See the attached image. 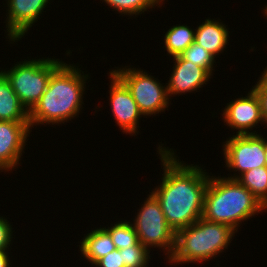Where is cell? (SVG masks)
<instances>
[{"label": "cell", "instance_id": "obj_19", "mask_svg": "<svg viewBox=\"0 0 267 267\" xmlns=\"http://www.w3.org/2000/svg\"><path fill=\"white\" fill-rule=\"evenodd\" d=\"M112 238L116 249H126L127 247H144L138 239L136 230L130 221H118L110 227L105 228Z\"/></svg>", "mask_w": 267, "mask_h": 267}, {"label": "cell", "instance_id": "obj_7", "mask_svg": "<svg viewBox=\"0 0 267 267\" xmlns=\"http://www.w3.org/2000/svg\"><path fill=\"white\" fill-rule=\"evenodd\" d=\"M117 68L111 70L130 90L139 111L146 117L164 112L171 99L167 86L149 73L136 68Z\"/></svg>", "mask_w": 267, "mask_h": 267}, {"label": "cell", "instance_id": "obj_20", "mask_svg": "<svg viewBox=\"0 0 267 267\" xmlns=\"http://www.w3.org/2000/svg\"><path fill=\"white\" fill-rule=\"evenodd\" d=\"M103 1L105 4L112 7L114 11H118L121 15H129L131 17L133 15L138 16L158 5V7H160L164 0H102V2Z\"/></svg>", "mask_w": 267, "mask_h": 267}, {"label": "cell", "instance_id": "obj_26", "mask_svg": "<svg viewBox=\"0 0 267 267\" xmlns=\"http://www.w3.org/2000/svg\"><path fill=\"white\" fill-rule=\"evenodd\" d=\"M8 253V250H0V267H12Z\"/></svg>", "mask_w": 267, "mask_h": 267}, {"label": "cell", "instance_id": "obj_9", "mask_svg": "<svg viewBox=\"0 0 267 267\" xmlns=\"http://www.w3.org/2000/svg\"><path fill=\"white\" fill-rule=\"evenodd\" d=\"M222 111L224 123H226L228 127H231V129L238 130L236 135L257 134L258 132L252 130L258 126L259 123L261 125L265 123L260 100L252 88L247 96L245 95V97L242 96L230 101Z\"/></svg>", "mask_w": 267, "mask_h": 267}, {"label": "cell", "instance_id": "obj_16", "mask_svg": "<svg viewBox=\"0 0 267 267\" xmlns=\"http://www.w3.org/2000/svg\"><path fill=\"white\" fill-rule=\"evenodd\" d=\"M79 251L93 266L100 258L116 249L109 232L105 227L92 230L80 242Z\"/></svg>", "mask_w": 267, "mask_h": 267}, {"label": "cell", "instance_id": "obj_18", "mask_svg": "<svg viewBox=\"0 0 267 267\" xmlns=\"http://www.w3.org/2000/svg\"><path fill=\"white\" fill-rule=\"evenodd\" d=\"M236 180L267 208V168L265 166L248 170Z\"/></svg>", "mask_w": 267, "mask_h": 267}, {"label": "cell", "instance_id": "obj_1", "mask_svg": "<svg viewBox=\"0 0 267 267\" xmlns=\"http://www.w3.org/2000/svg\"><path fill=\"white\" fill-rule=\"evenodd\" d=\"M157 149L164 173L160 185L150 193L159 201L167 223L176 233L202 217L210 175L199 165L179 162L173 149L162 143Z\"/></svg>", "mask_w": 267, "mask_h": 267}, {"label": "cell", "instance_id": "obj_22", "mask_svg": "<svg viewBox=\"0 0 267 267\" xmlns=\"http://www.w3.org/2000/svg\"><path fill=\"white\" fill-rule=\"evenodd\" d=\"M120 253L124 267H148L150 251L146 247H127Z\"/></svg>", "mask_w": 267, "mask_h": 267}, {"label": "cell", "instance_id": "obj_5", "mask_svg": "<svg viewBox=\"0 0 267 267\" xmlns=\"http://www.w3.org/2000/svg\"><path fill=\"white\" fill-rule=\"evenodd\" d=\"M63 63L59 59L39 58L19 61L10 70H1L21 104L30 112L47 88L51 74Z\"/></svg>", "mask_w": 267, "mask_h": 267}, {"label": "cell", "instance_id": "obj_2", "mask_svg": "<svg viewBox=\"0 0 267 267\" xmlns=\"http://www.w3.org/2000/svg\"><path fill=\"white\" fill-rule=\"evenodd\" d=\"M82 72V73H81ZM89 74L76 65L63 62L52 74L40 100L29 112V124L58 125L68 122L81 112Z\"/></svg>", "mask_w": 267, "mask_h": 267}, {"label": "cell", "instance_id": "obj_15", "mask_svg": "<svg viewBox=\"0 0 267 267\" xmlns=\"http://www.w3.org/2000/svg\"><path fill=\"white\" fill-rule=\"evenodd\" d=\"M0 120L29 122V112L21 104L9 80L0 71Z\"/></svg>", "mask_w": 267, "mask_h": 267}, {"label": "cell", "instance_id": "obj_6", "mask_svg": "<svg viewBox=\"0 0 267 267\" xmlns=\"http://www.w3.org/2000/svg\"><path fill=\"white\" fill-rule=\"evenodd\" d=\"M138 211L132 224L139 242L149 251L153 247L164 249L169 259L175 249L176 233L167 223L159 201L151 193Z\"/></svg>", "mask_w": 267, "mask_h": 267}, {"label": "cell", "instance_id": "obj_14", "mask_svg": "<svg viewBox=\"0 0 267 267\" xmlns=\"http://www.w3.org/2000/svg\"><path fill=\"white\" fill-rule=\"evenodd\" d=\"M227 26L220 21L205 19V21L195 29V42L209 51L215 57L222 53L229 43V31Z\"/></svg>", "mask_w": 267, "mask_h": 267}, {"label": "cell", "instance_id": "obj_28", "mask_svg": "<svg viewBox=\"0 0 267 267\" xmlns=\"http://www.w3.org/2000/svg\"><path fill=\"white\" fill-rule=\"evenodd\" d=\"M267 138H265V167L267 168Z\"/></svg>", "mask_w": 267, "mask_h": 267}, {"label": "cell", "instance_id": "obj_4", "mask_svg": "<svg viewBox=\"0 0 267 267\" xmlns=\"http://www.w3.org/2000/svg\"><path fill=\"white\" fill-rule=\"evenodd\" d=\"M236 232L227 224L211 222L201 217L176 232L175 249L168 263H174L175 266L215 259L217 254L228 249Z\"/></svg>", "mask_w": 267, "mask_h": 267}, {"label": "cell", "instance_id": "obj_25", "mask_svg": "<svg viewBox=\"0 0 267 267\" xmlns=\"http://www.w3.org/2000/svg\"><path fill=\"white\" fill-rule=\"evenodd\" d=\"M258 82L255 83L254 87L252 86V89L256 92L259 100H260V106L261 111L263 115V119L265 122V125L267 126V86L258 78Z\"/></svg>", "mask_w": 267, "mask_h": 267}, {"label": "cell", "instance_id": "obj_27", "mask_svg": "<svg viewBox=\"0 0 267 267\" xmlns=\"http://www.w3.org/2000/svg\"><path fill=\"white\" fill-rule=\"evenodd\" d=\"M259 79L267 86V67L264 68L263 72L261 73Z\"/></svg>", "mask_w": 267, "mask_h": 267}, {"label": "cell", "instance_id": "obj_23", "mask_svg": "<svg viewBox=\"0 0 267 267\" xmlns=\"http://www.w3.org/2000/svg\"><path fill=\"white\" fill-rule=\"evenodd\" d=\"M5 217L0 216V250H7L13 240V228Z\"/></svg>", "mask_w": 267, "mask_h": 267}, {"label": "cell", "instance_id": "obj_24", "mask_svg": "<svg viewBox=\"0 0 267 267\" xmlns=\"http://www.w3.org/2000/svg\"><path fill=\"white\" fill-rule=\"evenodd\" d=\"M93 266L96 267H124L120 250L115 249L100 258Z\"/></svg>", "mask_w": 267, "mask_h": 267}, {"label": "cell", "instance_id": "obj_13", "mask_svg": "<svg viewBox=\"0 0 267 267\" xmlns=\"http://www.w3.org/2000/svg\"><path fill=\"white\" fill-rule=\"evenodd\" d=\"M173 59L175 61L173 70L168 83H166L169 97L182 93L185 95L192 91L197 92L199 88L210 81L211 75L204 68L184 60L180 55L174 56Z\"/></svg>", "mask_w": 267, "mask_h": 267}, {"label": "cell", "instance_id": "obj_3", "mask_svg": "<svg viewBox=\"0 0 267 267\" xmlns=\"http://www.w3.org/2000/svg\"><path fill=\"white\" fill-rule=\"evenodd\" d=\"M267 208L239 181L210 176L204 196L202 217L238 231L241 223ZM253 216V217H252Z\"/></svg>", "mask_w": 267, "mask_h": 267}, {"label": "cell", "instance_id": "obj_10", "mask_svg": "<svg viewBox=\"0 0 267 267\" xmlns=\"http://www.w3.org/2000/svg\"><path fill=\"white\" fill-rule=\"evenodd\" d=\"M110 78V109L115 117V123L123 130L125 134L135 136L139 134V119L143 114L139 111L137 103L133 99L130 90L126 85L112 72H109ZM135 134V135H134Z\"/></svg>", "mask_w": 267, "mask_h": 267}, {"label": "cell", "instance_id": "obj_11", "mask_svg": "<svg viewBox=\"0 0 267 267\" xmlns=\"http://www.w3.org/2000/svg\"><path fill=\"white\" fill-rule=\"evenodd\" d=\"M29 122L0 120V171H12L20 164L26 140L30 135ZM15 167V168H14Z\"/></svg>", "mask_w": 267, "mask_h": 267}, {"label": "cell", "instance_id": "obj_21", "mask_svg": "<svg viewBox=\"0 0 267 267\" xmlns=\"http://www.w3.org/2000/svg\"><path fill=\"white\" fill-rule=\"evenodd\" d=\"M180 56L187 61H191L193 64L204 68L211 76H213L215 56L209 51L204 49L201 45L195 41L191 43Z\"/></svg>", "mask_w": 267, "mask_h": 267}, {"label": "cell", "instance_id": "obj_12", "mask_svg": "<svg viewBox=\"0 0 267 267\" xmlns=\"http://www.w3.org/2000/svg\"><path fill=\"white\" fill-rule=\"evenodd\" d=\"M50 0H7L6 32L13 43L19 41L37 22ZM8 19V20H7Z\"/></svg>", "mask_w": 267, "mask_h": 267}, {"label": "cell", "instance_id": "obj_17", "mask_svg": "<svg viewBox=\"0 0 267 267\" xmlns=\"http://www.w3.org/2000/svg\"><path fill=\"white\" fill-rule=\"evenodd\" d=\"M195 41V31L187 25L171 27L164 36V44L169 56L180 55L191 43Z\"/></svg>", "mask_w": 267, "mask_h": 267}, {"label": "cell", "instance_id": "obj_8", "mask_svg": "<svg viewBox=\"0 0 267 267\" xmlns=\"http://www.w3.org/2000/svg\"><path fill=\"white\" fill-rule=\"evenodd\" d=\"M225 167L237 173L226 177L237 179L244 172L265 166V138L261 134L233 135L223 142ZM240 172V173H239Z\"/></svg>", "mask_w": 267, "mask_h": 267}, {"label": "cell", "instance_id": "obj_29", "mask_svg": "<svg viewBox=\"0 0 267 267\" xmlns=\"http://www.w3.org/2000/svg\"><path fill=\"white\" fill-rule=\"evenodd\" d=\"M264 14V16H266V19H267V6H265V9H264V12H263Z\"/></svg>", "mask_w": 267, "mask_h": 267}]
</instances>
